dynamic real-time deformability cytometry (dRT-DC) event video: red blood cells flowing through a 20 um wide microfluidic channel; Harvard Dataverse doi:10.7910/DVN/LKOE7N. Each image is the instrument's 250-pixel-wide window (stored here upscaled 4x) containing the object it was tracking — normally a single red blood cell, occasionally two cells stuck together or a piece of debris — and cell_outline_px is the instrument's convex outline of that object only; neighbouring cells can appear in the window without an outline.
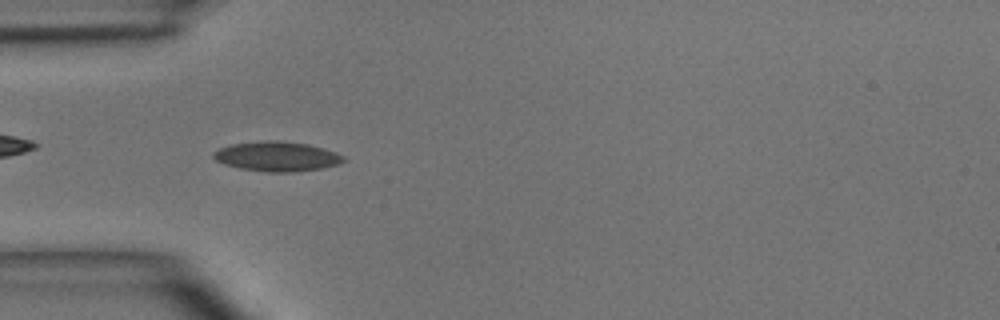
{"species": "common noctule bat (a hibernating species)", "species_latin": "Nyctalus noctula", "temperature_condition": "room temperature", "stored_images_in_passage": 6, "camera_frame_rate_fps": 3000, "um_per_image_px": 0.085, "animal": {"sex": "male", "body_mass_g": 15.6}, "frame": {"image": 1, "passage_image": 4, "time_ms": 3.333, "image_size_px": [1000, 320], "cell_outline_px": [[348, 160], [340, 164], [320, 168], [296, 172], [268, 172], [240, 168], [224, 164], [216, 160], [212, 156], [212, 152], [220, 148], [232, 144], [272, 140], [276, 140], [308, 144], [324, 148], [336, 152], [344, 156]], "centroid_in_image_um": [23.58, 13.3], "position_along_channel_um": 61.4, "area_um2": 22.54}}